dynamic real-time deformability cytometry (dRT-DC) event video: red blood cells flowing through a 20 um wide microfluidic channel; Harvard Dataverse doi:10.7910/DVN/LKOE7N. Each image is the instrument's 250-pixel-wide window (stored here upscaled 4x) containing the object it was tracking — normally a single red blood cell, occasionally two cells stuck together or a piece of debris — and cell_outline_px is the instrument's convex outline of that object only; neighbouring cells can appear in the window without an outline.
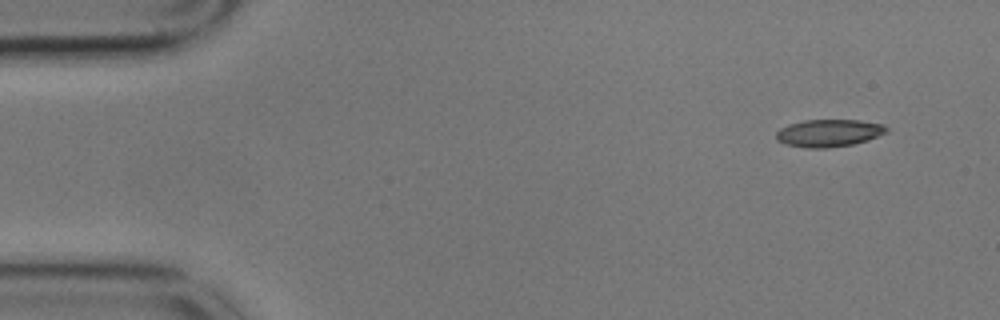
{"species": "common noctule bat (a hibernating species)", "species_latin": "Nyctalus noctula", "temperature_condition": "cold", "stored_images_in_passage": 53, "camera_frame_rate_fps": 3000, "um_per_image_px": 0.085, "animal": {"sex": "male", "body_mass_g": 17.9}, "frame": {"image": 1, "passage_image": 1, "time_ms": 0.0, "image_size_px": [1000, 320], "cell_outline_px": [[888, 132], [868, 140], [852, 144], [828, 148], [808, 148], [784, 144], [776, 140], [776, 132], [780, 128], [788, 124], [804, 120], [860, 120], [884, 124], [888, 128]], "centroid_in_image_um": [70.45, 11.3], "position_along_channel_um": 14.6, "area_um2": 17.8}}
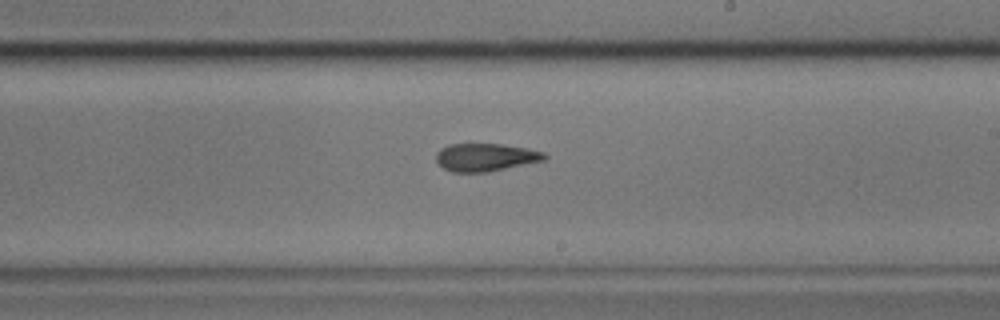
{"frame": {"image": 2, "passage_image": 29, "time_ms": 9.333, "image_size_px": [1000, 320], "cell_outline_px": [[548, 156], [544, 160], [488, 172], [452, 172], [444, 168], [436, 160], [436, 152], [440, 148], [448, 144], [500, 144], [524, 148], [544, 152]], "centroid_in_image_um": [41.24, 13.37], "position_along_channel_um": 247.8, "area_um2": 17.46}}
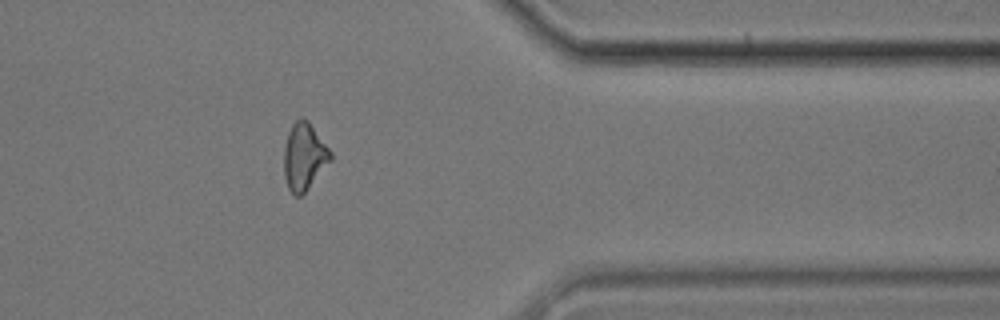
{"frame": {"image": 3, "passage_image": 42, "time_ms": 13.667, "image_size_px": [1000, 320], "cell_outline_px": [[332, 160], [308, 188], [300, 196], [296, 196], [288, 188], [284, 176], [284, 148], [288, 132], [292, 124], [296, 120], [308, 120], [332, 152]], "centroid_in_image_um": [25.86, 13.31], "position_along_channel_um": 385.5, "area_um2": 18.03}, "authors_computed_cell_mechanics": {"area_um2": 18.3804, "velocity_mm_per_s": 3.5482, "shape_relaxation_time_tau1_ms": null, "shape_relaxation_time_tau2_ms": 5.3113, "deformation_change_tau1": null, "deformation_change_tau2": 0.1495}}